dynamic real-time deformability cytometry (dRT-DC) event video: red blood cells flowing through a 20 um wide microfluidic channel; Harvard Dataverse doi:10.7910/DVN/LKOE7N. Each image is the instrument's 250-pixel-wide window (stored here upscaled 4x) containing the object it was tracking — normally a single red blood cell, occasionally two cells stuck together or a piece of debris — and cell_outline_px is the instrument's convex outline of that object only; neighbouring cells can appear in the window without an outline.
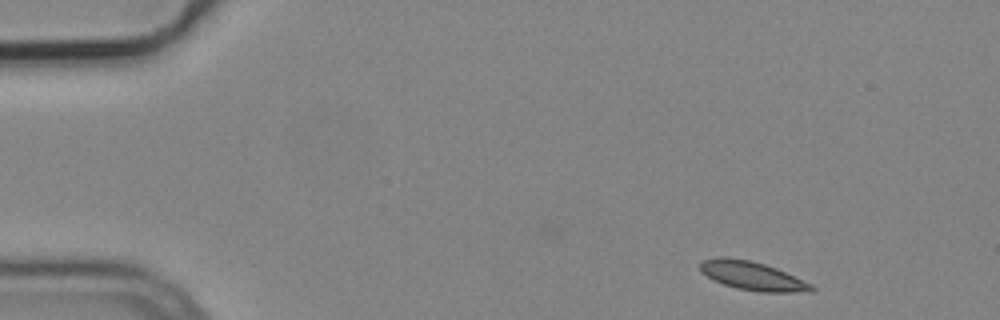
{"species": "common noctule bat (a hibernating species)", "species_latin": "Nyctalus noctula", "temperature_condition": "cold", "stored_images_in_passage": 4, "camera_frame_rate_fps": 3000, "um_per_image_px": 0.085, "animal": {"sex": "male", "body_mass_g": 19.2, "forearm_length_mm": 51.8}, "frame": {"image": 1, "passage_image": 1, "time_ms": 0.0, "image_size_px": [1000, 320], "cell_outline_px": [[816, 288], [812, 292], [760, 292], [736, 288], [712, 280], [700, 272], [700, 260], [716, 256], [728, 256], [748, 260], [764, 264], [776, 268], [812, 284]], "centroid_in_image_um": [63.9, 23.44], "position_along_channel_um": 21.1, "area_um2": 18.84}}
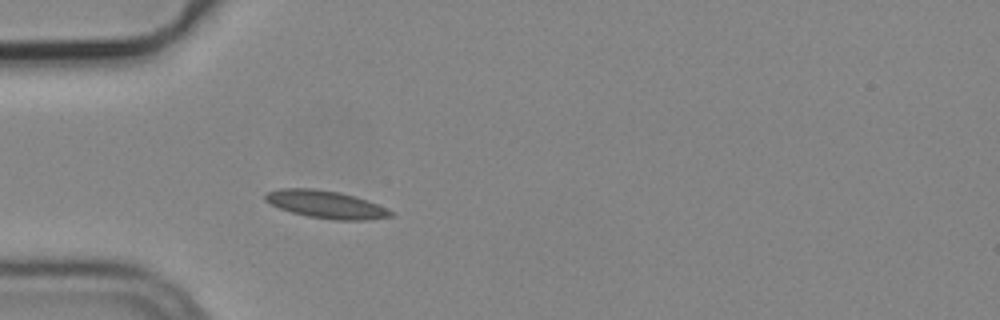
{"frame": {"image": 2, "passage_image": 4, "time_ms": 1.0, "image_size_px": [1000, 320], "cell_outline_px": [[396, 212], [392, 216], [368, 220], [332, 220], [308, 216], [292, 212], [280, 208], [264, 200], [264, 196], [268, 192], [280, 188], [312, 188], [340, 192], [356, 196], [368, 200]], "centroid_in_image_um": [27.75, 17.37], "position_along_channel_um": 57.3, "area_um2": 20.29}}